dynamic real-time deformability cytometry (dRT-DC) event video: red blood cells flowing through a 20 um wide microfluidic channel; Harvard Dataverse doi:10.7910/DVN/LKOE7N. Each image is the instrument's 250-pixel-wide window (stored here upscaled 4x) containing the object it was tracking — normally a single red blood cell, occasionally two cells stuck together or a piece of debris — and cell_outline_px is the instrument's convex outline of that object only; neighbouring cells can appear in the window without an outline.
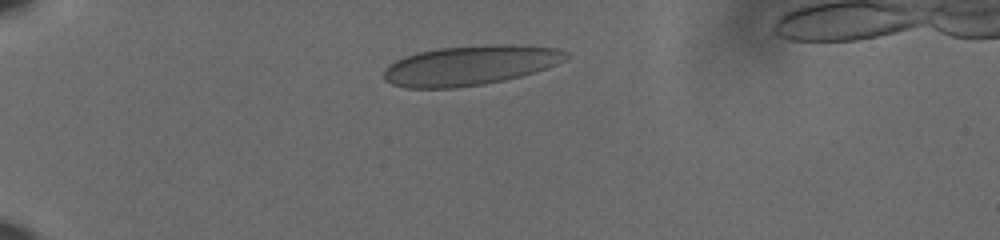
{"species": "human", "species_latin": "Homo sapiens", "temperature_condition": "cold", "stored_images_in_passage": 44, "camera_frame_rate_fps": 3000, "um_per_image_px": 0.085, "donor": {"sex": "male"}, "frame": {"image": 1, "passage_image": 3, "time_ms": 0.667, "image_size_px": [1000, 240], "cell_outline_px": [[568, 56], [564, 60], [556, 64], [536, 72], [520, 76], [484, 84], [456, 88], [408, 88], [392, 84], [384, 80], [384, 72], [396, 60], [404, 56], [420, 52], [440, 48], [488, 44], [512, 44], [556, 48], [568, 52]], "centroid_in_image_um": [39.98, 5.55], "position_along_channel_um": 45.0, "area_um2": 41.96}}
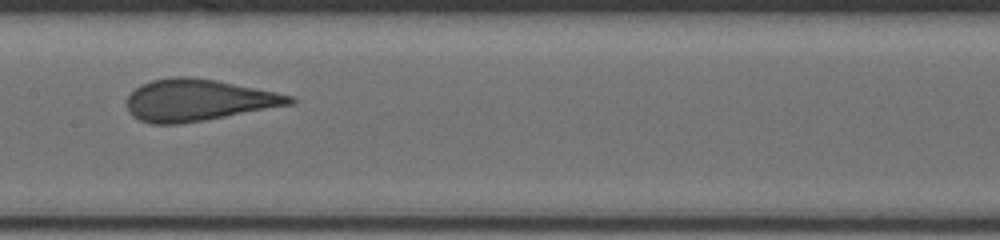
{"frame": {"image": 2, "passage_image": 19, "time_ms": 6.0, "image_size_px": [1000, 240], "cell_outline_px": [[296, 100], [292, 104], [204, 120], [180, 124], [152, 124], [140, 120], [132, 116], [128, 112], [128, 96], [140, 84], [152, 80], [172, 76], [188, 76], [216, 80], [276, 92], [292, 96]], "centroid_in_image_um": [16.81, 8.51], "position_along_channel_um": 190.6, "area_um2": 39.36}}
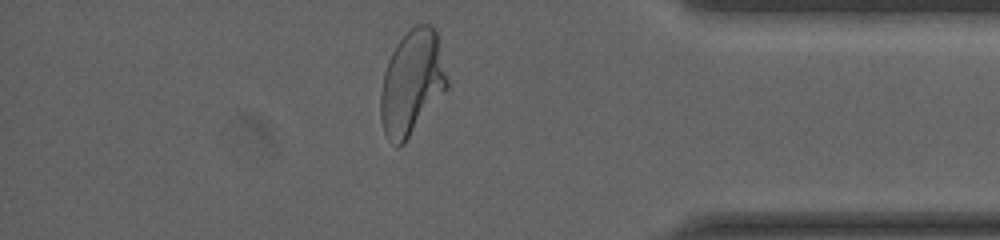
{"frame": {"image": 3, "passage_image": 38, "time_ms": 12.333, "image_size_px": [1000, 240], "cell_outline_px": [[448, 88], [404, 144], [400, 148], [396, 148], [388, 140], [384, 132], [380, 116], [380, 92], [384, 72], [388, 60], [396, 44], [416, 24], [432, 24], [436, 28], [448, 80]], "centroid_in_image_um": [35.01, 7.06], "position_along_channel_um": 400.2, "area_um2": 40.81}}